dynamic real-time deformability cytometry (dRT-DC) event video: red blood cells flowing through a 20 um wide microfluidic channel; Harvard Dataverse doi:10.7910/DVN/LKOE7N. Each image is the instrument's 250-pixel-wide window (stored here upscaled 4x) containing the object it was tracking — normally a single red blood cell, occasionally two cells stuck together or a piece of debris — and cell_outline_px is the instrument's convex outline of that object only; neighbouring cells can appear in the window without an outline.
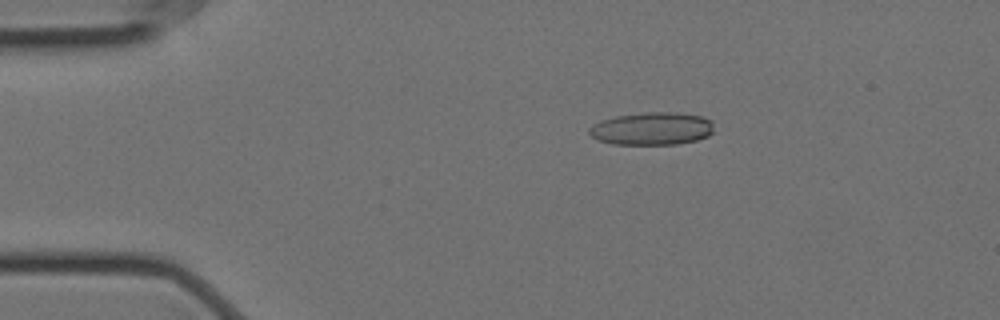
{"species": "Egyptian fruit bat (a non-hibernating species)", "species_latin": "Rousettus aegyptiacus", "temperature_condition": "cold", "stored_images_in_passage": 3, "camera_frame_rate_fps": 3000, "um_per_image_px": 0.085, "animal": {"sex": "female"}, "frame": {"image": 1, "passage_image": 2, "time_ms": 0.333, "image_size_px": [1000, 320], "cell_outline_px": [[712, 132], [708, 136], [696, 140], [676, 144], [612, 144], [596, 140], [588, 132], [588, 128], [592, 124], [600, 120], [616, 116], [648, 112], [672, 112], [704, 116], [712, 120]], "centroid_in_image_um": [55.39, 10.93], "position_along_channel_um": 29.6, "area_um2": 23.93}}